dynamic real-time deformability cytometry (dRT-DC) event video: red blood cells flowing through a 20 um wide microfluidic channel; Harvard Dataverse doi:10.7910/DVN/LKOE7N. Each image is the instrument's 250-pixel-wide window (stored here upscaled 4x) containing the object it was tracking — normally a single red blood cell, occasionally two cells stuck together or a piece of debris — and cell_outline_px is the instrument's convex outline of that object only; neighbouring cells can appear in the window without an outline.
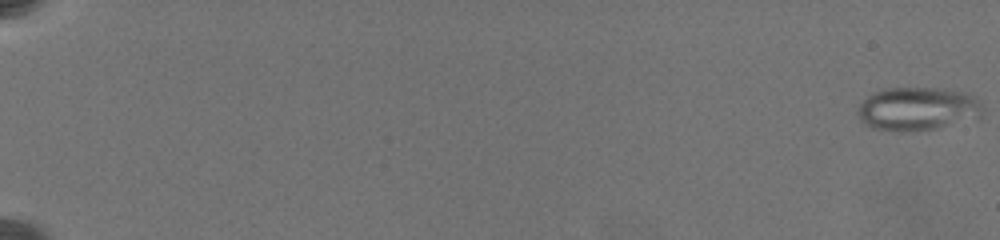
{"species": "common noctule bat (a hibernating species)", "species_latin": "Nyctalus noctula", "temperature_condition": "warm", "stored_images_in_passage": 71, "camera_frame_rate_fps": 3000, "um_per_image_px": 0.085, "animal": {"sex": "female", "body_mass_g": 19.5, "forearm_length_mm": 54.1}, "frame": {"image": 1, "passage_image": 1, "time_ms": 0.0, "image_size_px": [1000, 240], "cell_outline_px": [[984, 108], [980, 116], [976, 120], [936, 128], [912, 132], [908, 132], [872, 128], [864, 124], [860, 120], [856, 112], [856, 108], [868, 96], [876, 92], [888, 88], [936, 88], [964, 92], [976, 96], [980, 100]], "centroid_in_image_um": [78.04, 9.26], "position_along_channel_um": 7.0, "area_um2": 32.02}}
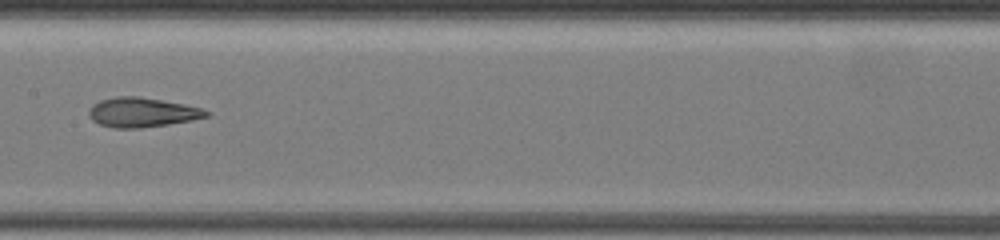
{"frame": {"image": 2, "passage_image": 32, "time_ms": 12.0, "image_size_px": [1000, 240], "cell_outline_px": [[212, 116], [192, 120], [168, 124], [140, 128], [112, 128], [100, 124], [92, 120], [88, 112], [92, 104], [100, 100], [116, 96], [140, 96], [184, 104], [200, 108], [212, 112]], "centroid_in_image_um": [12.1, 9.55], "position_along_channel_um": 195.3, "area_um2": 20.35}}
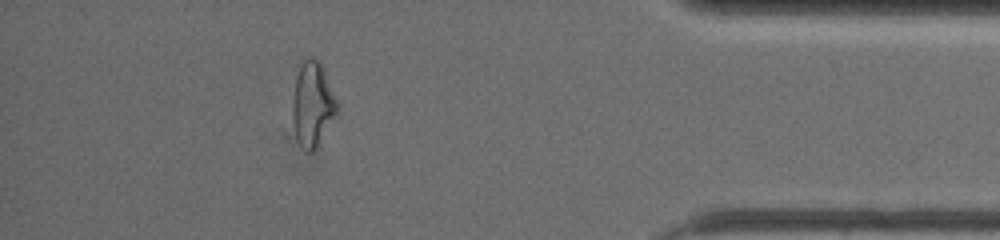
{"frame": {"image": 3, "passage_image": 62, "time_ms": 19.0, "image_size_px": [1000, 240], "cell_outline_px": [[336, 112], [312, 152], [308, 152], [300, 144], [296, 136], [292, 120], [292, 104], [296, 76], [300, 64], [308, 56], [312, 56], [320, 60], [324, 68], [336, 100]], "centroid_in_image_um": [26.53, 8.76], "position_along_channel_um": 408.7, "area_um2": 21.39}, "authors_computed_cell_mechanics": {"area_um2": 21.097, "velocity_mm_per_s": 3.5205, "shape_relaxation_time_tau1_ms": null, "shape_relaxation_time_tau2_ms": 1.9878, "deformation_change_tau1": null, "deformation_change_tau2": 0.0947}}